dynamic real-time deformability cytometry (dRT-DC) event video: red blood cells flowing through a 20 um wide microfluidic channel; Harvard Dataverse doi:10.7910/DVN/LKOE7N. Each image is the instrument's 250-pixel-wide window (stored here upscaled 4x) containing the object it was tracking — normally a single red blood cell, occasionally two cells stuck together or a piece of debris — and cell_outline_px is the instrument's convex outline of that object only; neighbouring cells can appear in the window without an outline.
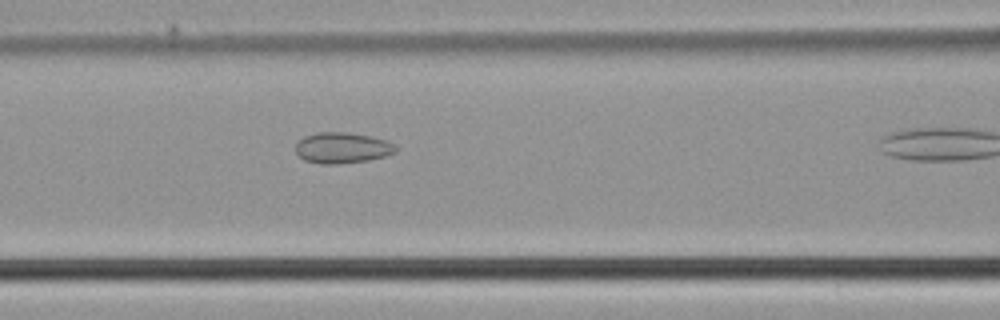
{"species": "common noctule bat (a hibernating species)", "species_latin": "Nyctalus noctula", "temperature_condition": "cold", "stored_images_in_passage": 8, "camera_frame_rate_fps": 3000, "um_per_image_px": 0.085, "animal": {"sex": "male", "body_mass_g": 21.5, "forearm_length_mm": 52.0}, "frame": {"image": 1, "passage_image": 7, "time_ms": 2.0, "image_size_px": [1000, 320], "cell_outline_px": [[396, 152], [384, 156], [368, 160], [336, 164], [320, 164], [304, 160], [296, 152], [296, 140], [304, 136], [316, 132], [348, 132], [368, 136], [384, 140], [392, 144], [396, 148]], "centroid_in_image_um": [29.02, 12.56], "position_along_channel_um": 137.6, "area_um2": 17.92}}